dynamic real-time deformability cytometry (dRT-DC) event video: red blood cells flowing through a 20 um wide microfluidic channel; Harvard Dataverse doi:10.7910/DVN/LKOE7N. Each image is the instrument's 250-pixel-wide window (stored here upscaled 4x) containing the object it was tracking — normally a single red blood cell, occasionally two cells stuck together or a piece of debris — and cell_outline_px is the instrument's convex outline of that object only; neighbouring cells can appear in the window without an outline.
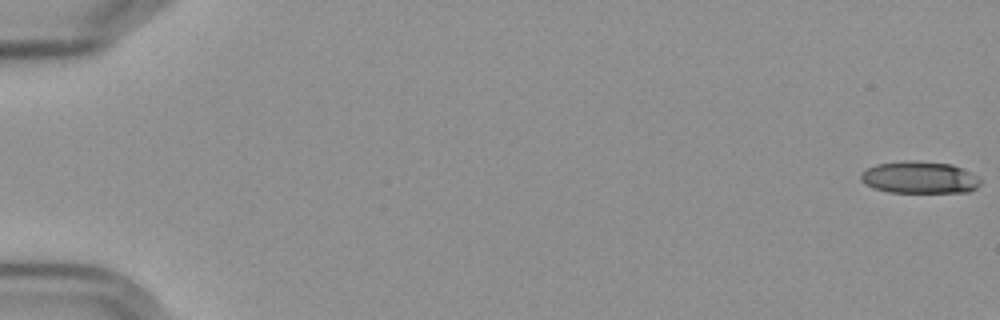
{"species": "Egyptian fruit bat (a non-hibernating species)", "species_latin": "Rousettus aegyptiacus", "temperature_condition": "cold", "stored_images_in_passage": 5, "camera_frame_rate_fps": 3000, "um_per_image_px": 0.085, "frame": {"image": 1, "passage_image": 1, "time_ms": 0.0, "image_size_px": [1000, 320], "cell_outline_px": [[980, 184], [976, 188], [968, 192], [888, 192], [872, 188], [864, 184], [860, 180], [860, 172], [876, 164], [904, 160], [912, 160], [952, 164], [976, 176], [980, 180]], "centroid_in_image_um": [78.09, 15.08], "position_along_channel_um": 6.9, "area_um2": 22.43}}